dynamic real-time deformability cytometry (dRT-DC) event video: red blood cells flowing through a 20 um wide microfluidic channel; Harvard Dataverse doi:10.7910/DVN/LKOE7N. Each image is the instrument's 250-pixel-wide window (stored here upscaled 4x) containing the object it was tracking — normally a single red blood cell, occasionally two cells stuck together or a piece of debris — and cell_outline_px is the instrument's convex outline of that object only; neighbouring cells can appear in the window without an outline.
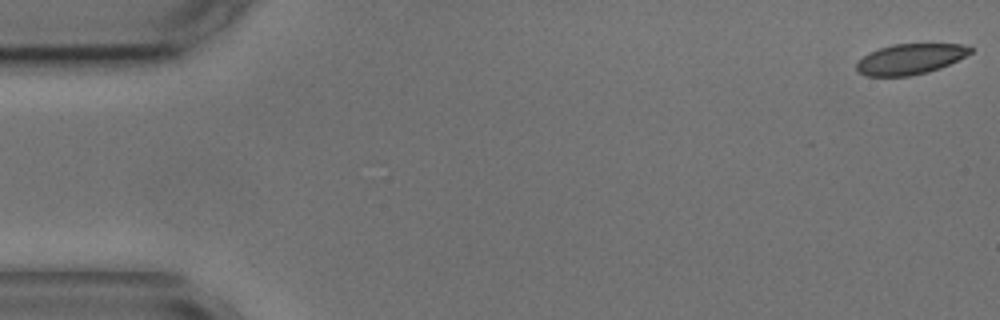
{"species": "common noctule bat (a hibernating species)", "species_latin": "Nyctalus noctula", "temperature_condition": "cold", "stored_images_in_passage": 20, "camera_frame_rate_fps": 3000, "um_per_image_px": 0.085, "animal": {"sex": "male", "body_mass_g": 17.9, "forearm_length_mm": 54.2}, "frame": {"image": 1, "passage_image": 1, "time_ms": 0.0, "image_size_px": [1000, 320], "cell_outline_px": [[972, 52], [940, 68], [928, 72], [908, 76], [868, 76], [860, 72], [856, 68], [856, 64], [868, 52], [892, 44], [964, 44], [972, 48]], "centroid_in_image_um": [77.36, 5.01], "position_along_channel_um": 7.6, "area_um2": 20.0}}